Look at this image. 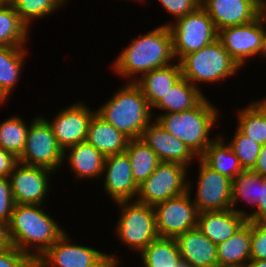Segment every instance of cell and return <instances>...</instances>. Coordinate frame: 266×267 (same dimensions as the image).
Segmentation results:
<instances>
[{"instance_id":"cell-22","label":"cell","mask_w":266,"mask_h":267,"mask_svg":"<svg viewBox=\"0 0 266 267\" xmlns=\"http://www.w3.org/2000/svg\"><path fill=\"white\" fill-rule=\"evenodd\" d=\"M129 140L112 124L94 113L88 125L86 141L104 157L124 153Z\"/></svg>"},{"instance_id":"cell-14","label":"cell","mask_w":266,"mask_h":267,"mask_svg":"<svg viewBox=\"0 0 266 267\" xmlns=\"http://www.w3.org/2000/svg\"><path fill=\"white\" fill-rule=\"evenodd\" d=\"M266 28V16L262 13L257 19L244 25L227 27L218 31L217 39L241 68L251 58H259L262 36ZM248 61V62H247Z\"/></svg>"},{"instance_id":"cell-29","label":"cell","mask_w":266,"mask_h":267,"mask_svg":"<svg viewBox=\"0 0 266 267\" xmlns=\"http://www.w3.org/2000/svg\"><path fill=\"white\" fill-rule=\"evenodd\" d=\"M262 176L252 170H243L236 177L232 179V202L231 209L241 213L245 217L248 215V210L238 207L239 203H244L251 209L257 206L260 200V187L262 183Z\"/></svg>"},{"instance_id":"cell-51","label":"cell","mask_w":266,"mask_h":267,"mask_svg":"<svg viewBox=\"0 0 266 267\" xmlns=\"http://www.w3.org/2000/svg\"><path fill=\"white\" fill-rule=\"evenodd\" d=\"M65 4H67V2L69 1V0H62Z\"/></svg>"},{"instance_id":"cell-20","label":"cell","mask_w":266,"mask_h":267,"mask_svg":"<svg viewBox=\"0 0 266 267\" xmlns=\"http://www.w3.org/2000/svg\"><path fill=\"white\" fill-rule=\"evenodd\" d=\"M105 157L87 141L70 146L63 151L64 165L73 172L74 180H89L102 177Z\"/></svg>"},{"instance_id":"cell-45","label":"cell","mask_w":266,"mask_h":267,"mask_svg":"<svg viewBox=\"0 0 266 267\" xmlns=\"http://www.w3.org/2000/svg\"><path fill=\"white\" fill-rule=\"evenodd\" d=\"M246 267H266V260H250Z\"/></svg>"},{"instance_id":"cell-34","label":"cell","mask_w":266,"mask_h":267,"mask_svg":"<svg viewBox=\"0 0 266 267\" xmlns=\"http://www.w3.org/2000/svg\"><path fill=\"white\" fill-rule=\"evenodd\" d=\"M11 5L20 19L31 29L37 19L54 15L53 13L63 9L65 3L62 0H12Z\"/></svg>"},{"instance_id":"cell-37","label":"cell","mask_w":266,"mask_h":267,"mask_svg":"<svg viewBox=\"0 0 266 267\" xmlns=\"http://www.w3.org/2000/svg\"><path fill=\"white\" fill-rule=\"evenodd\" d=\"M0 267H36L35 260L14 246L0 250Z\"/></svg>"},{"instance_id":"cell-23","label":"cell","mask_w":266,"mask_h":267,"mask_svg":"<svg viewBox=\"0 0 266 267\" xmlns=\"http://www.w3.org/2000/svg\"><path fill=\"white\" fill-rule=\"evenodd\" d=\"M252 221H246L230 238L217 245L218 267H246L250 259Z\"/></svg>"},{"instance_id":"cell-40","label":"cell","mask_w":266,"mask_h":267,"mask_svg":"<svg viewBox=\"0 0 266 267\" xmlns=\"http://www.w3.org/2000/svg\"><path fill=\"white\" fill-rule=\"evenodd\" d=\"M246 219L252 222H266V177L262 178L260 200L257 206L248 212Z\"/></svg>"},{"instance_id":"cell-15","label":"cell","mask_w":266,"mask_h":267,"mask_svg":"<svg viewBox=\"0 0 266 267\" xmlns=\"http://www.w3.org/2000/svg\"><path fill=\"white\" fill-rule=\"evenodd\" d=\"M93 109V110H92ZM96 109L77 101L61 108L50 120L40 114L50 125L58 146L64 151L70 146L86 141L89 122Z\"/></svg>"},{"instance_id":"cell-31","label":"cell","mask_w":266,"mask_h":267,"mask_svg":"<svg viewBox=\"0 0 266 267\" xmlns=\"http://www.w3.org/2000/svg\"><path fill=\"white\" fill-rule=\"evenodd\" d=\"M29 27L12 5H0V46L27 47Z\"/></svg>"},{"instance_id":"cell-24","label":"cell","mask_w":266,"mask_h":267,"mask_svg":"<svg viewBox=\"0 0 266 267\" xmlns=\"http://www.w3.org/2000/svg\"><path fill=\"white\" fill-rule=\"evenodd\" d=\"M207 95L203 90L193 86L187 79L181 77L158 103L152 108V116L155 118V110L159 114L183 112L197 107Z\"/></svg>"},{"instance_id":"cell-33","label":"cell","mask_w":266,"mask_h":267,"mask_svg":"<svg viewBox=\"0 0 266 267\" xmlns=\"http://www.w3.org/2000/svg\"><path fill=\"white\" fill-rule=\"evenodd\" d=\"M3 120L0 122V147L18 159L23 153L30 123L20 115Z\"/></svg>"},{"instance_id":"cell-47","label":"cell","mask_w":266,"mask_h":267,"mask_svg":"<svg viewBox=\"0 0 266 267\" xmlns=\"http://www.w3.org/2000/svg\"><path fill=\"white\" fill-rule=\"evenodd\" d=\"M262 9L266 8V0H254Z\"/></svg>"},{"instance_id":"cell-42","label":"cell","mask_w":266,"mask_h":267,"mask_svg":"<svg viewBox=\"0 0 266 267\" xmlns=\"http://www.w3.org/2000/svg\"><path fill=\"white\" fill-rule=\"evenodd\" d=\"M252 171L262 177H266V144L261 146L259 156Z\"/></svg>"},{"instance_id":"cell-13","label":"cell","mask_w":266,"mask_h":267,"mask_svg":"<svg viewBox=\"0 0 266 267\" xmlns=\"http://www.w3.org/2000/svg\"><path fill=\"white\" fill-rule=\"evenodd\" d=\"M187 191L153 206L159 237L176 238L197 227L198 211Z\"/></svg>"},{"instance_id":"cell-36","label":"cell","mask_w":266,"mask_h":267,"mask_svg":"<svg viewBox=\"0 0 266 267\" xmlns=\"http://www.w3.org/2000/svg\"><path fill=\"white\" fill-rule=\"evenodd\" d=\"M164 11L169 13L170 18L174 21L178 18L184 17L187 14L193 13L200 6V0H158ZM147 0H143L140 4H147ZM172 16V17H171Z\"/></svg>"},{"instance_id":"cell-19","label":"cell","mask_w":266,"mask_h":267,"mask_svg":"<svg viewBox=\"0 0 266 267\" xmlns=\"http://www.w3.org/2000/svg\"><path fill=\"white\" fill-rule=\"evenodd\" d=\"M182 264L187 267H218L217 245L194 228L176 238Z\"/></svg>"},{"instance_id":"cell-18","label":"cell","mask_w":266,"mask_h":267,"mask_svg":"<svg viewBox=\"0 0 266 267\" xmlns=\"http://www.w3.org/2000/svg\"><path fill=\"white\" fill-rule=\"evenodd\" d=\"M201 7L209 14L217 31L247 24L263 13L254 0H204Z\"/></svg>"},{"instance_id":"cell-48","label":"cell","mask_w":266,"mask_h":267,"mask_svg":"<svg viewBox=\"0 0 266 267\" xmlns=\"http://www.w3.org/2000/svg\"><path fill=\"white\" fill-rule=\"evenodd\" d=\"M12 0H0V5H11Z\"/></svg>"},{"instance_id":"cell-8","label":"cell","mask_w":266,"mask_h":267,"mask_svg":"<svg viewBox=\"0 0 266 267\" xmlns=\"http://www.w3.org/2000/svg\"><path fill=\"white\" fill-rule=\"evenodd\" d=\"M162 25L170 29L173 53L178 62L185 55L213 43L218 37L213 20L201 6L193 13Z\"/></svg>"},{"instance_id":"cell-5","label":"cell","mask_w":266,"mask_h":267,"mask_svg":"<svg viewBox=\"0 0 266 267\" xmlns=\"http://www.w3.org/2000/svg\"><path fill=\"white\" fill-rule=\"evenodd\" d=\"M179 63L182 77L198 89L200 83L216 85L243 70L218 39L185 55Z\"/></svg>"},{"instance_id":"cell-27","label":"cell","mask_w":266,"mask_h":267,"mask_svg":"<svg viewBox=\"0 0 266 267\" xmlns=\"http://www.w3.org/2000/svg\"><path fill=\"white\" fill-rule=\"evenodd\" d=\"M28 55L26 47L0 46V89L8 98L19 84Z\"/></svg>"},{"instance_id":"cell-4","label":"cell","mask_w":266,"mask_h":267,"mask_svg":"<svg viewBox=\"0 0 266 267\" xmlns=\"http://www.w3.org/2000/svg\"><path fill=\"white\" fill-rule=\"evenodd\" d=\"M124 83L96 108V113L132 140L140 138L154 118L141 88L135 82Z\"/></svg>"},{"instance_id":"cell-9","label":"cell","mask_w":266,"mask_h":267,"mask_svg":"<svg viewBox=\"0 0 266 267\" xmlns=\"http://www.w3.org/2000/svg\"><path fill=\"white\" fill-rule=\"evenodd\" d=\"M189 168L176 162H160L139 186L137 202L154 206L188 191ZM189 177V178H188Z\"/></svg>"},{"instance_id":"cell-44","label":"cell","mask_w":266,"mask_h":267,"mask_svg":"<svg viewBox=\"0 0 266 267\" xmlns=\"http://www.w3.org/2000/svg\"><path fill=\"white\" fill-rule=\"evenodd\" d=\"M259 59H263V60L266 59V28L264 29V33L262 36V43H261Z\"/></svg>"},{"instance_id":"cell-16","label":"cell","mask_w":266,"mask_h":267,"mask_svg":"<svg viewBox=\"0 0 266 267\" xmlns=\"http://www.w3.org/2000/svg\"><path fill=\"white\" fill-rule=\"evenodd\" d=\"M101 178L104 179L102 188L112 203L136 200L139 186L133 179L126 152L105 157Z\"/></svg>"},{"instance_id":"cell-26","label":"cell","mask_w":266,"mask_h":267,"mask_svg":"<svg viewBox=\"0 0 266 267\" xmlns=\"http://www.w3.org/2000/svg\"><path fill=\"white\" fill-rule=\"evenodd\" d=\"M263 98L245 104L236 115L237 128L261 146L266 144V97Z\"/></svg>"},{"instance_id":"cell-3","label":"cell","mask_w":266,"mask_h":267,"mask_svg":"<svg viewBox=\"0 0 266 267\" xmlns=\"http://www.w3.org/2000/svg\"><path fill=\"white\" fill-rule=\"evenodd\" d=\"M206 97L197 107L177 113L157 114L155 120L169 133L183 141L199 158L219 136L212 130L219 127L220 110ZM217 124V125H216Z\"/></svg>"},{"instance_id":"cell-25","label":"cell","mask_w":266,"mask_h":267,"mask_svg":"<svg viewBox=\"0 0 266 267\" xmlns=\"http://www.w3.org/2000/svg\"><path fill=\"white\" fill-rule=\"evenodd\" d=\"M181 77L180 63L176 61L145 73L135 83L141 88L148 105L153 108Z\"/></svg>"},{"instance_id":"cell-17","label":"cell","mask_w":266,"mask_h":267,"mask_svg":"<svg viewBox=\"0 0 266 267\" xmlns=\"http://www.w3.org/2000/svg\"><path fill=\"white\" fill-rule=\"evenodd\" d=\"M140 139L156 153L160 162H176L191 168L198 159L183 141L167 132L155 119L144 128Z\"/></svg>"},{"instance_id":"cell-2","label":"cell","mask_w":266,"mask_h":267,"mask_svg":"<svg viewBox=\"0 0 266 267\" xmlns=\"http://www.w3.org/2000/svg\"><path fill=\"white\" fill-rule=\"evenodd\" d=\"M45 206L15 204L8 223L13 246L35 261L67 231Z\"/></svg>"},{"instance_id":"cell-1","label":"cell","mask_w":266,"mask_h":267,"mask_svg":"<svg viewBox=\"0 0 266 267\" xmlns=\"http://www.w3.org/2000/svg\"><path fill=\"white\" fill-rule=\"evenodd\" d=\"M116 58L111 71L127 82H136L147 72L171 65L176 59L169 27L158 25L145 34L133 37Z\"/></svg>"},{"instance_id":"cell-7","label":"cell","mask_w":266,"mask_h":267,"mask_svg":"<svg viewBox=\"0 0 266 267\" xmlns=\"http://www.w3.org/2000/svg\"><path fill=\"white\" fill-rule=\"evenodd\" d=\"M68 233L66 231L36 259V267H120L123 263L115 252L108 254L97 247L74 243Z\"/></svg>"},{"instance_id":"cell-39","label":"cell","mask_w":266,"mask_h":267,"mask_svg":"<svg viewBox=\"0 0 266 267\" xmlns=\"http://www.w3.org/2000/svg\"><path fill=\"white\" fill-rule=\"evenodd\" d=\"M14 206L10 180L0 177V221L9 223Z\"/></svg>"},{"instance_id":"cell-50","label":"cell","mask_w":266,"mask_h":267,"mask_svg":"<svg viewBox=\"0 0 266 267\" xmlns=\"http://www.w3.org/2000/svg\"><path fill=\"white\" fill-rule=\"evenodd\" d=\"M263 13H264V14H265V16H266V8H264V9H263Z\"/></svg>"},{"instance_id":"cell-38","label":"cell","mask_w":266,"mask_h":267,"mask_svg":"<svg viewBox=\"0 0 266 267\" xmlns=\"http://www.w3.org/2000/svg\"><path fill=\"white\" fill-rule=\"evenodd\" d=\"M251 260H266V222H252Z\"/></svg>"},{"instance_id":"cell-49","label":"cell","mask_w":266,"mask_h":267,"mask_svg":"<svg viewBox=\"0 0 266 267\" xmlns=\"http://www.w3.org/2000/svg\"><path fill=\"white\" fill-rule=\"evenodd\" d=\"M131 1V0H130ZM133 2H138V4H140L143 0H132Z\"/></svg>"},{"instance_id":"cell-41","label":"cell","mask_w":266,"mask_h":267,"mask_svg":"<svg viewBox=\"0 0 266 267\" xmlns=\"http://www.w3.org/2000/svg\"><path fill=\"white\" fill-rule=\"evenodd\" d=\"M18 159L0 147V177L9 178Z\"/></svg>"},{"instance_id":"cell-43","label":"cell","mask_w":266,"mask_h":267,"mask_svg":"<svg viewBox=\"0 0 266 267\" xmlns=\"http://www.w3.org/2000/svg\"><path fill=\"white\" fill-rule=\"evenodd\" d=\"M8 224L0 221V250L12 247Z\"/></svg>"},{"instance_id":"cell-35","label":"cell","mask_w":266,"mask_h":267,"mask_svg":"<svg viewBox=\"0 0 266 267\" xmlns=\"http://www.w3.org/2000/svg\"><path fill=\"white\" fill-rule=\"evenodd\" d=\"M231 147L238 158L243 170H252L260 153L261 145L245 136L237 127L230 139H225V134H219Z\"/></svg>"},{"instance_id":"cell-32","label":"cell","mask_w":266,"mask_h":267,"mask_svg":"<svg viewBox=\"0 0 266 267\" xmlns=\"http://www.w3.org/2000/svg\"><path fill=\"white\" fill-rule=\"evenodd\" d=\"M125 152L130 158L133 179L140 186L155 171L160 160L140 138L129 140Z\"/></svg>"},{"instance_id":"cell-46","label":"cell","mask_w":266,"mask_h":267,"mask_svg":"<svg viewBox=\"0 0 266 267\" xmlns=\"http://www.w3.org/2000/svg\"><path fill=\"white\" fill-rule=\"evenodd\" d=\"M10 99L8 96L0 89V106H3L2 104L5 105Z\"/></svg>"},{"instance_id":"cell-6","label":"cell","mask_w":266,"mask_h":267,"mask_svg":"<svg viewBox=\"0 0 266 267\" xmlns=\"http://www.w3.org/2000/svg\"><path fill=\"white\" fill-rule=\"evenodd\" d=\"M119 210L114 235L120 243L137 254L159 237L153 206L134 201L114 203Z\"/></svg>"},{"instance_id":"cell-30","label":"cell","mask_w":266,"mask_h":267,"mask_svg":"<svg viewBox=\"0 0 266 267\" xmlns=\"http://www.w3.org/2000/svg\"><path fill=\"white\" fill-rule=\"evenodd\" d=\"M139 259L143 267H179L182 265L175 238L158 237L142 252Z\"/></svg>"},{"instance_id":"cell-28","label":"cell","mask_w":266,"mask_h":267,"mask_svg":"<svg viewBox=\"0 0 266 267\" xmlns=\"http://www.w3.org/2000/svg\"><path fill=\"white\" fill-rule=\"evenodd\" d=\"M208 167L231 180L243 171L231 147L219 135L199 157Z\"/></svg>"},{"instance_id":"cell-11","label":"cell","mask_w":266,"mask_h":267,"mask_svg":"<svg viewBox=\"0 0 266 267\" xmlns=\"http://www.w3.org/2000/svg\"><path fill=\"white\" fill-rule=\"evenodd\" d=\"M196 162L199 165L198 178L194 182L196 190L191 178L188 180V192L191 196L195 195L192 200L198 213L231 209L232 180L208 167L200 158ZM192 190L196 191L195 194Z\"/></svg>"},{"instance_id":"cell-12","label":"cell","mask_w":266,"mask_h":267,"mask_svg":"<svg viewBox=\"0 0 266 267\" xmlns=\"http://www.w3.org/2000/svg\"><path fill=\"white\" fill-rule=\"evenodd\" d=\"M56 174L50 169L18 161L9 175L15 204L45 205L53 187L51 179Z\"/></svg>"},{"instance_id":"cell-21","label":"cell","mask_w":266,"mask_h":267,"mask_svg":"<svg viewBox=\"0 0 266 267\" xmlns=\"http://www.w3.org/2000/svg\"><path fill=\"white\" fill-rule=\"evenodd\" d=\"M247 221L246 217L233 209L198 213L197 228L214 244L230 238Z\"/></svg>"},{"instance_id":"cell-10","label":"cell","mask_w":266,"mask_h":267,"mask_svg":"<svg viewBox=\"0 0 266 267\" xmlns=\"http://www.w3.org/2000/svg\"><path fill=\"white\" fill-rule=\"evenodd\" d=\"M18 161L26 165L44 167L55 173L61 171L63 150L58 146L50 125L41 115L32 118L23 153Z\"/></svg>"}]
</instances>
